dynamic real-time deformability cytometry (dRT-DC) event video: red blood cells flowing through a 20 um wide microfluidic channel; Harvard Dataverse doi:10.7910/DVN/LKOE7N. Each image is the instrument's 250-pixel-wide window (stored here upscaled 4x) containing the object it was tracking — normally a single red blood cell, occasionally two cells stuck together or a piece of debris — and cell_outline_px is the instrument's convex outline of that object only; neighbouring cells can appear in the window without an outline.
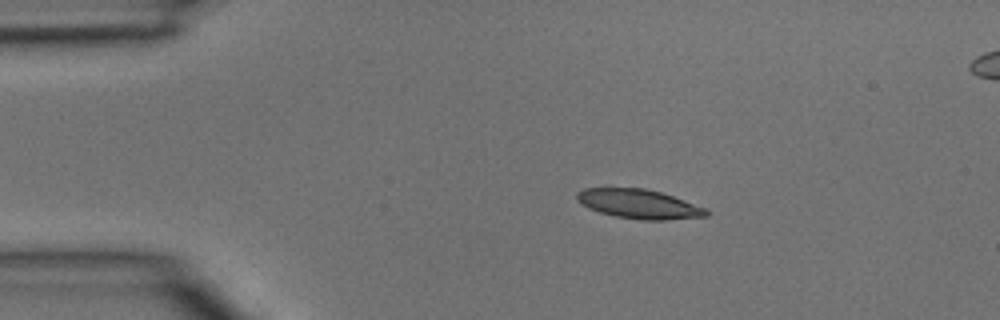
{"species": "common noctule bat (a hibernating species)", "species_latin": "Nyctalus noctula", "temperature_condition": "room temperature", "stored_images_in_passage": 3, "segment_of_instrument_passage": [1, 2], "camera_frame_rate_fps": 3000, "um_per_image_px": 0.085, "animal": {"sex": "male", "body_mass_g": 15.6}, "frame": {"image": 1, "passage_image": 1, "time_ms": 0.0, "image_size_px": [1000, 320], "cell_outline_px": [[712, 212], [708, 216], [668, 220], [640, 220], [616, 216], [600, 212], [588, 208], [580, 204], [576, 200], [576, 192], [584, 188], [644, 188], [660, 192], [672, 196], [704, 208]], "centroid_in_image_um": [54.28, 17.34], "position_along_channel_um": 30.7, "area_um2": 22.08}}